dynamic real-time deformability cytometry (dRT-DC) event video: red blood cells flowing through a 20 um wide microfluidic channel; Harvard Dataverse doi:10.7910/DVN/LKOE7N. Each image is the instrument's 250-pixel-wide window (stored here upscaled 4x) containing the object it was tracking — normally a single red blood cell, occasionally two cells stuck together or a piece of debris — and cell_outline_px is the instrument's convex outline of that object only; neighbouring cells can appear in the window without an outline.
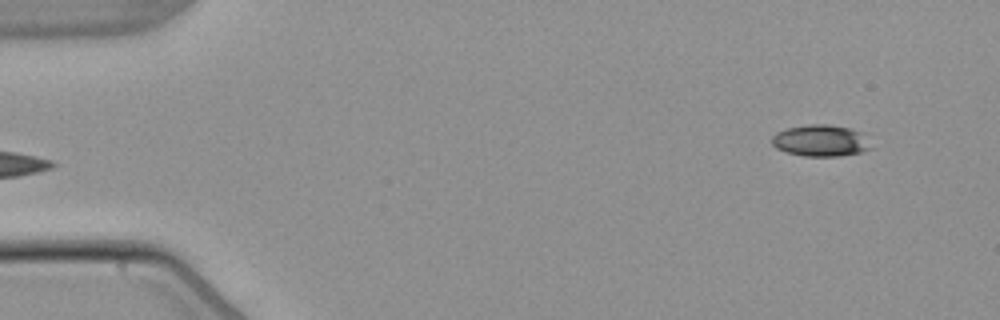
{"species": "common noctule bat (a hibernating species)", "species_latin": "Nyctalus noctula", "temperature_condition": "warm", "stored_images_in_passage": 3, "segment_of_instrument_passage": [2, 2], "camera_frame_rate_fps": 3000, "um_per_image_px": 0.085, "animal": {"sex": "male", "body_mass_g": 21.5, "forearm_length_mm": 52.0}, "frame": {"image": 1, "passage_image": 3, "time_ms": 3.667, "image_size_px": [1000, 320], "cell_outline_px": [[872, 148], [860, 152], [840, 156], [804, 156], [788, 152], [776, 148], [772, 144], [772, 136], [776, 132], [788, 128], [808, 124], [828, 124], [848, 128], [864, 132]], "centroid_in_image_um": [69.77, 11.95], "position_along_channel_um": 15.2, "area_um2": 18.26}}